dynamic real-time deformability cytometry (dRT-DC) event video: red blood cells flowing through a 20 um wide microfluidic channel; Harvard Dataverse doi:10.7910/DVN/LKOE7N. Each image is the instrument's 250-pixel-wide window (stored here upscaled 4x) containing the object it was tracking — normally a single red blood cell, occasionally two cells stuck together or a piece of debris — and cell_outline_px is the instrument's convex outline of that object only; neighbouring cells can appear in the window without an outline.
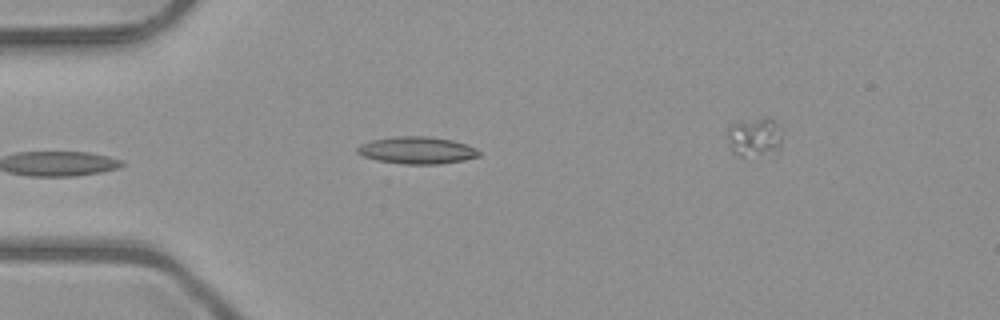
{"species": "common noctule bat (a hibernating species)", "species_latin": "Nyctalus noctula", "temperature_condition": "room temperature", "stored_images_in_passage": 27, "camera_frame_rate_fps": 3000, "um_per_image_px": 0.085, "animal": {"sex": "male", "body_mass_g": 23.1, "forearm_length_mm": 52.7}, "frame": {"image": 1, "passage_image": 1, "time_ms": 0.0, "image_size_px": [1000, 320], "cell_outline_px": [[480, 156], [464, 160], [440, 164], [404, 164], [376, 160], [364, 156], [356, 152], [356, 148], [360, 144], [372, 140], [396, 136], [428, 136], [452, 140], [468, 144], [476, 148], [480, 152]], "centroid_in_image_um": [35.46, 12.77], "position_along_channel_um": 49.5, "area_um2": 19.36}}
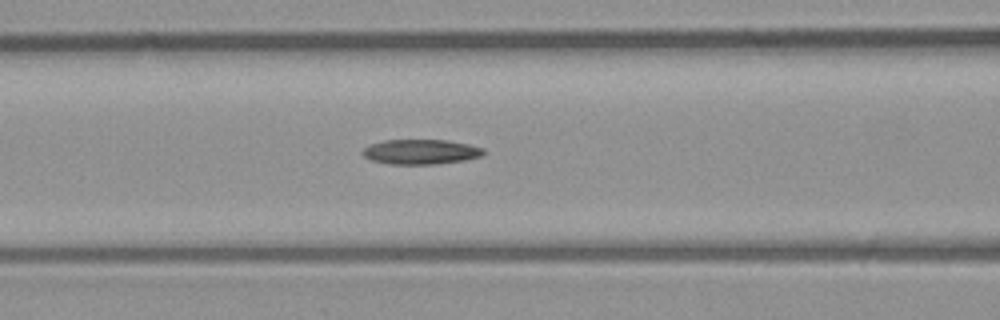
{"frame": {"image": 2, "passage_image": 8, "time_ms": 2.333, "image_size_px": [1000, 320], "cell_outline_px": [[484, 152], [480, 156], [464, 160], [436, 164], [388, 164], [372, 160], [364, 156], [360, 152], [368, 144], [384, 140], [448, 140], [468, 144], [484, 148]], "centroid_in_image_um": [35.72, 12.9], "position_along_channel_um": 130.9, "area_um2": 17.57}}
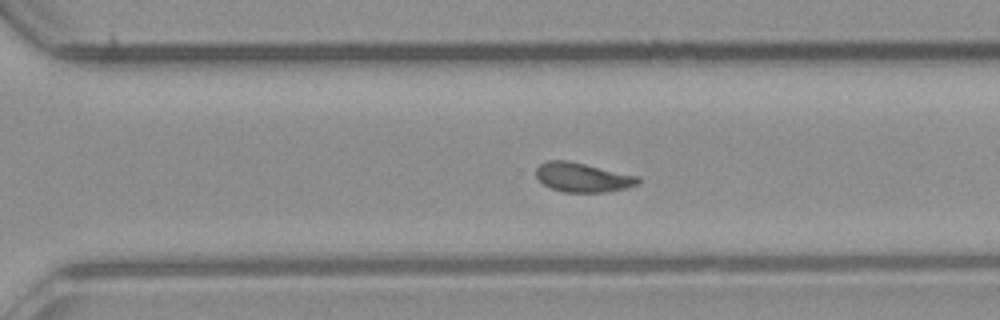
{"frame": {"image": 3, "passage_image": 19, "time_ms": 6.0, "image_size_px": [1000, 320], "cell_outline_px": [[640, 180], [636, 184], [628, 188], [608, 192], [564, 192], [552, 188], [544, 184], [536, 176], [536, 168], [540, 164], [548, 160], [568, 160], [640, 176]], "centroid_in_image_um": [49.55, 15.07], "position_along_channel_um": 321.1, "area_um2": 17.46}, "authors_computed_cell_mechanics": {"area_um2": 17.5712, "velocity_mm_per_s": 4.0305, "shape_relaxation_time_tau1_ms": 3.0415, "shape_relaxation_time_tau2_ms": 2.1303, "deformation_change_tau1": 0.1356, "deformation_change_tau2": 0.0844}}